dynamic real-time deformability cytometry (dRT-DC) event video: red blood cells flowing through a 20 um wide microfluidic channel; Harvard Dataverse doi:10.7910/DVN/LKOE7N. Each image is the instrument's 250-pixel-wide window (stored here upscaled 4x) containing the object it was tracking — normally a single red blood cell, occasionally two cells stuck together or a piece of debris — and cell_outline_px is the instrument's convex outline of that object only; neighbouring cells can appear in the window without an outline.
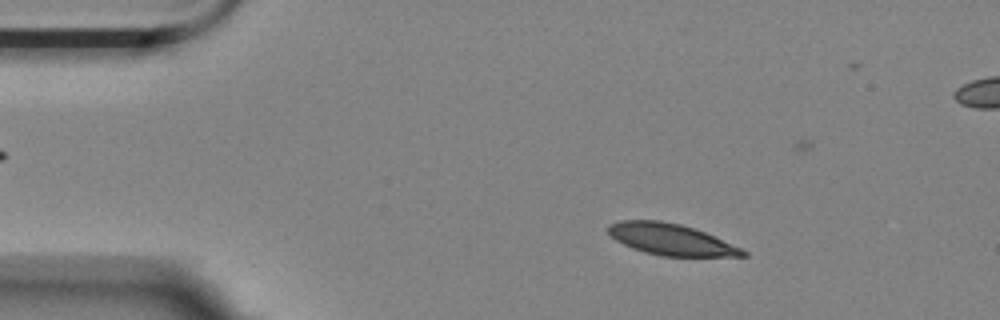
{"species": "Egyptian fruit bat (a non-hibernating species)", "species_latin": "Rousettus aegyptiacus", "temperature_condition": "room temperature", "stored_images_in_passage": 53, "camera_frame_rate_fps": 3000, "um_per_image_px": 0.085, "animal": {"sex": "female"}, "frame": {"image": 1, "passage_image": 5, "time_ms": 1.333, "image_size_px": [1000, 320], "cell_outline_px": [[748, 256], [660, 256], [644, 252], [632, 248], [616, 240], [604, 228], [608, 224], [620, 220], [660, 220], [680, 224], [704, 232], [740, 248], [748, 252]], "centroid_in_image_um": [56.96, 20.34], "position_along_channel_um": 28.0, "area_um2": 24.45}}
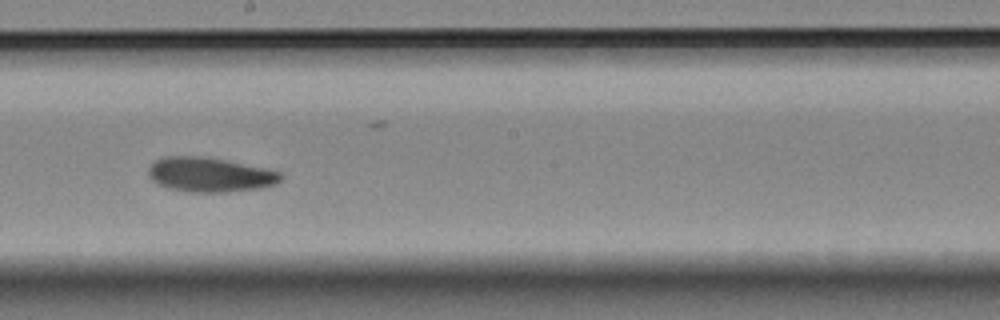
{"frame": {"image": 2, "passage_image": 27, "time_ms": 8.667, "image_size_px": [1000, 320], "cell_outline_px": [[284, 176], [276, 184], [260, 188], [228, 192], [188, 192], [168, 188], [156, 184], [148, 176], [148, 168], [156, 160], [164, 156], [200, 156], [224, 160], [264, 168], [280, 172]], "centroid_in_image_um": [17.81, 14.86], "position_along_channel_um": 230.4, "area_um2": 26.65}}
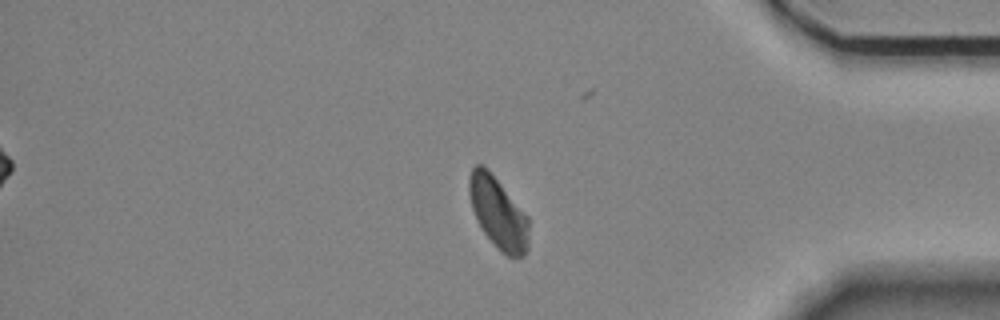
{"frame": {"image": 3, "passage_image": 43, "time_ms": 14.0, "image_size_px": [1000, 320], "cell_outline_px": [[528, 248], [524, 256], [508, 256], [484, 232], [472, 208], [468, 192], [468, 180], [472, 168], [476, 164], [484, 164], [488, 168], [528, 216]], "centroid_in_image_um": [42.34, 18.02], "position_along_channel_um": 392.9, "area_um2": 24.45}, "authors_computed_cell_mechanics": {"area_um2": 25.9522, "velocity_mm_per_s": 3.5153, "shape_relaxation_time_tau1_ms": 5.2056, "shape_relaxation_time_tau2_ms": 6.11, "deformation_change_tau1": 0.1371, "deformation_change_tau2": 0.1088}}